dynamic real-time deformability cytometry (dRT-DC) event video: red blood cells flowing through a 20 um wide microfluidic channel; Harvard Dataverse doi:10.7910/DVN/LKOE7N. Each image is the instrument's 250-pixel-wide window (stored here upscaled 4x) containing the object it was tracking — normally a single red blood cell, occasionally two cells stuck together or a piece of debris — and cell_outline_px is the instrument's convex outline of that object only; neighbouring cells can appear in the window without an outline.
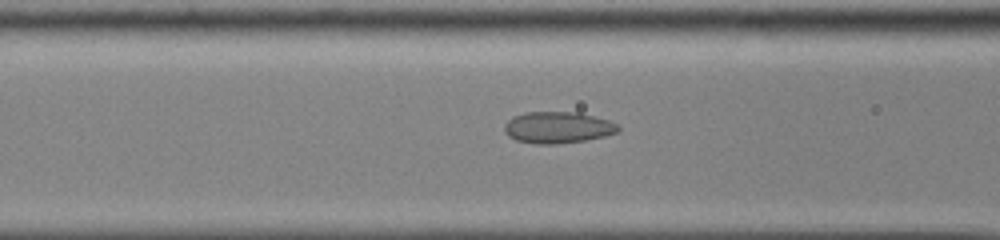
{"species": "common noctule bat (a hibernating species)", "species_latin": "Nyctalus noctula", "temperature_condition": "cold", "stored_images_in_passage": 44, "camera_frame_rate_fps": 3000, "um_per_image_px": 0.085, "animal": {"sex": "male", "body_mass_g": 13.0, "forearm_length_mm": 53.1}, "frame": {"image": 1, "passage_image": 13, "time_ms": 4.0, "image_size_px": [1000, 240], "cell_outline_px": [[620, 128], [616, 132], [604, 136], [584, 140], [556, 144], [536, 144], [516, 140], [508, 136], [504, 132], [504, 124], [512, 116], [528, 112], [580, 112], [608, 120], [616, 124]], "centroid_in_image_um": [47.37, 10.83], "position_along_channel_um": 119.2, "area_um2": 20.87}}
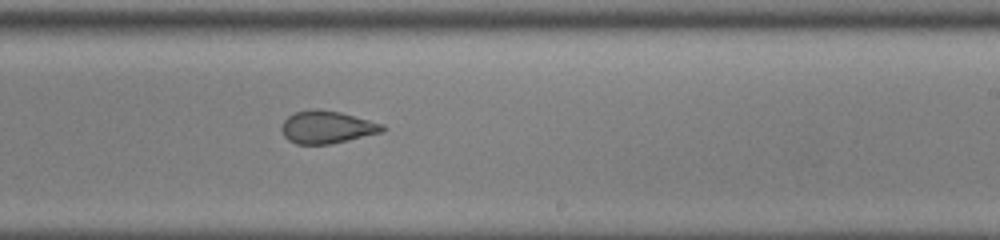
{"frame": {"image": 2, "passage_image": 24, "time_ms": 7.667, "image_size_px": [1000, 240], "cell_outline_px": [[384, 132], [348, 140], [328, 144], [296, 144], [288, 140], [284, 136], [280, 128], [284, 120], [288, 116], [296, 112], [312, 108], [320, 108], [340, 112], [384, 124]], "centroid_in_image_um": [27.77, 10.8], "position_along_channel_um": 261.2, "area_um2": 19.25}}
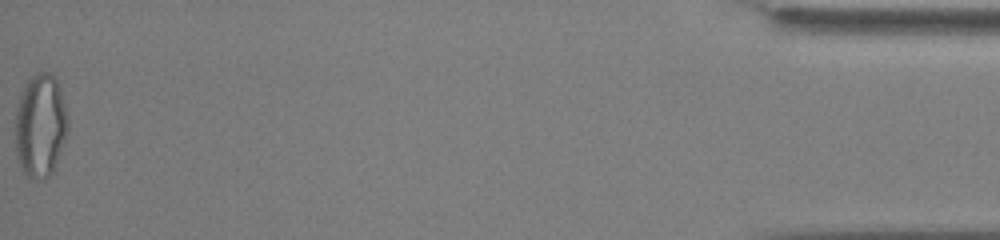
{"frame": {"image": 3, "passage_image": 44, "time_ms": 14.333, "image_size_px": [1000, 240], "cell_outline_px": [[68, 128], [64, 140], [52, 172], [44, 180], [28, 180], [20, 168], [16, 156], [16, 108], [20, 92], [28, 80], [36, 72], [48, 72], [56, 80], [60, 88], [68, 112]], "centroid_in_image_um": [3.42, 10.7], "position_along_channel_um": 431.8, "area_um2": 32.02}, "authors_computed_cell_mechanics": {"area_um2": 21.2993, "velocity_mm_per_s": 3.8764, "shape_relaxation_time_tau1_ms": null, "shape_relaxation_time_tau2_ms": 1.3218, "deformation_change_tau1": null, "deformation_change_tau2": 0.0861}}